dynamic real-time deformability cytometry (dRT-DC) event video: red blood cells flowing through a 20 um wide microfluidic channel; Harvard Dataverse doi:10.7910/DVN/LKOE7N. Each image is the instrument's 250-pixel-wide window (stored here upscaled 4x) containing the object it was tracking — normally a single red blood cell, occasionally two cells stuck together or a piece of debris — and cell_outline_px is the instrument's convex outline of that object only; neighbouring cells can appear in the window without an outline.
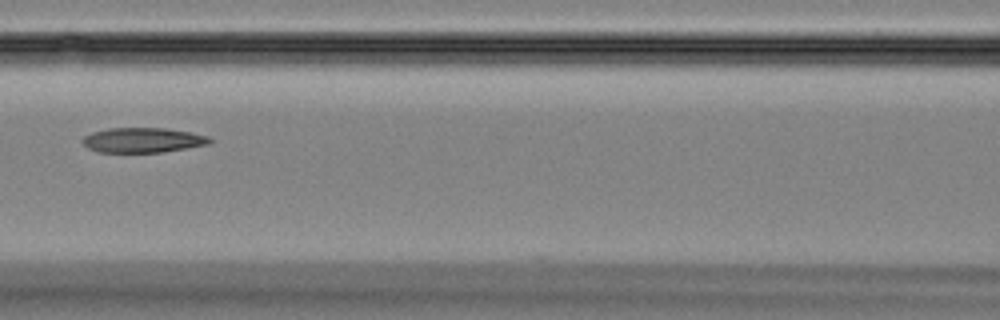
{"species": "Egyptian fruit bat (a non-hibernating species)", "species_latin": "Rousettus aegyptiacus", "temperature_condition": "room temperature", "stored_images_in_passage": 7, "camera_frame_rate_fps": 3000, "um_per_image_px": 0.085, "animal": {"sex": "female"}, "frame": {"image": 1, "passage_image": 6, "time_ms": 7.0, "image_size_px": [1000, 320], "cell_outline_px": [[216, 140], [208, 144], [164, 152], [96, 152], [88, 148], [80, 140], [84, 136], [92, 132], [108, 128], [168, 128], [192, 132], [208, 136]], "centroid_in_image_um": [12.16, 11.9], "position_along_channel_um": 154.4, "area_um2": 18.67}}
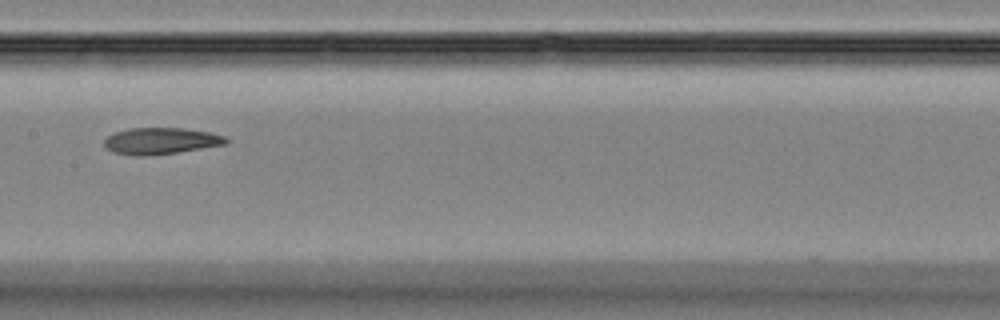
{"frame": {"image": 2, "passage_image": 7, "time_ms": 8.0, "image_size_px": [1000, 320], "cell_outline_px": [[228, 144], [152, 156], [132, 156], [112, 152], [104, 148], [104, 140], [108, 136], [116, 132], [128, 128], [184, 128], [208, 132], [224, 136], [228, 140]], "centroid_in_image_um": [13.63, 11.99], "position_along_channel_um": 193.8, "area_um2": 19.02}}